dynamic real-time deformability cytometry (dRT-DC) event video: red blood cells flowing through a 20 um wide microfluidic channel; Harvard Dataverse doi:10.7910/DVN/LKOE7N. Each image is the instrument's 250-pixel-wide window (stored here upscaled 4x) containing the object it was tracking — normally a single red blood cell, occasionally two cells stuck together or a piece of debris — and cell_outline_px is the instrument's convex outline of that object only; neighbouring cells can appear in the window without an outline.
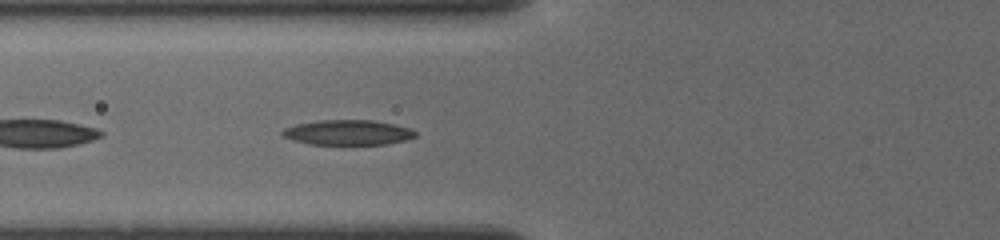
{"species": "common noctule bat (a hibernating species)", "species_latin": "Nyctalus noctula", "temperature_condition": "cold", "stored_images_in_passage": 11, "camera_frame_rate_fps": 3000, "um_per_image_px": 0.085, "animal": {"sex": "female", "body_mass_g": 19.5, "forearm_length_mm": 54.1}, "frame": {"image": 1, "passage_image": 11, "time_ms": 3.667, "image_size_px": [1000, 240], "cell_outline_px": [[416, 136], [408, 140], [388, 144], [308, 144], [292, 140], [284, 136], [280, 132], [284, 128], [296, 124], [316, 120], [372, 120], [412, 128], [416, 132]], "centroid_in_image_um": [29.58, 11.26], "position_along_channel_um": 96.2, "area_um2": 19.54}}